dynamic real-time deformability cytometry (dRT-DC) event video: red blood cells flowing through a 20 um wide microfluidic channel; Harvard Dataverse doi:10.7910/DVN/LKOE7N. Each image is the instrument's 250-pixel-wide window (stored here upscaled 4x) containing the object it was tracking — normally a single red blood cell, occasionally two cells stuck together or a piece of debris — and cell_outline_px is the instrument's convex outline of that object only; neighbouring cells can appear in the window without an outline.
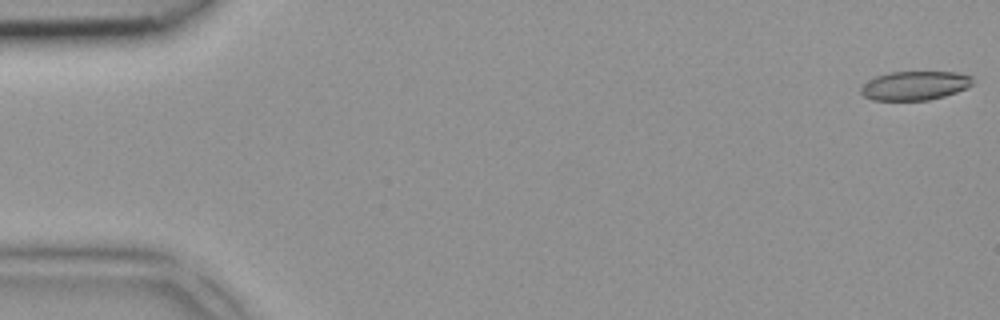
{"species": "common noctule bat (a hibernating species)", "species_latin": "Nyctalus noctula", "temperature_condition": "room temperature", "stored_images_in_passage": 5, "camera_frame_rate_fps": 3000, "um_per_image_px": 0.085, "animal": {"sex": "female", "body_mass_g": 18.4}, "frame": {"image": 1, "passage_image": 1, "time_ms": 0.0, "image_size_px": [1000, 320], "cell_outline_px": [[972, 84], [968, 88], [944, 96], [928, 100], [872, 100], [864, 96], [860, 92], [860, 88], [868, 80], [876, 76], [888, 72], [956, 72], [972, 76]], "centroid_in_image_um": [77.75, 7.27], "position_along_channel_um": 7.2, "area_um2": 18.9}}
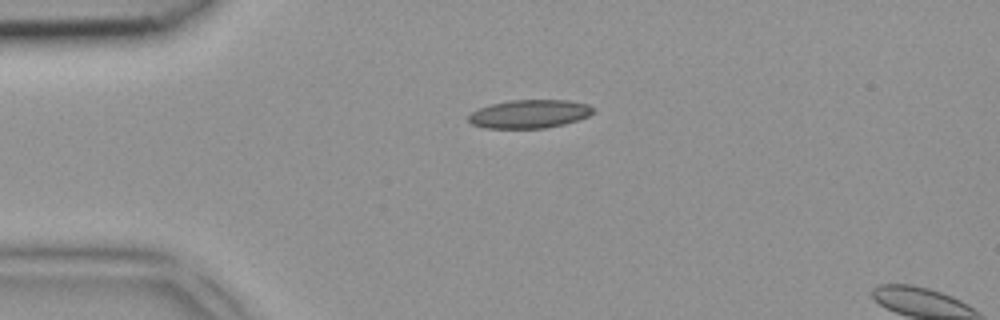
{"frame": {"image": 2, "passage_image": 4, "time_ms": 1.0, "image_size_px": [1000, 320], "cell_outline_px": [[596, 108], [588, 116], [564, 124], [544, 128], [484, 128], [472, 124], [468, 120], [468, 116], [472, 112], [480, 108], [492, 104], [512, 100], [568, 100], [588, 104]], "centroid_in_image_um": [45.01, 9.68], "position_along_channel_um": 40.0, "area_um2": 20.52}}